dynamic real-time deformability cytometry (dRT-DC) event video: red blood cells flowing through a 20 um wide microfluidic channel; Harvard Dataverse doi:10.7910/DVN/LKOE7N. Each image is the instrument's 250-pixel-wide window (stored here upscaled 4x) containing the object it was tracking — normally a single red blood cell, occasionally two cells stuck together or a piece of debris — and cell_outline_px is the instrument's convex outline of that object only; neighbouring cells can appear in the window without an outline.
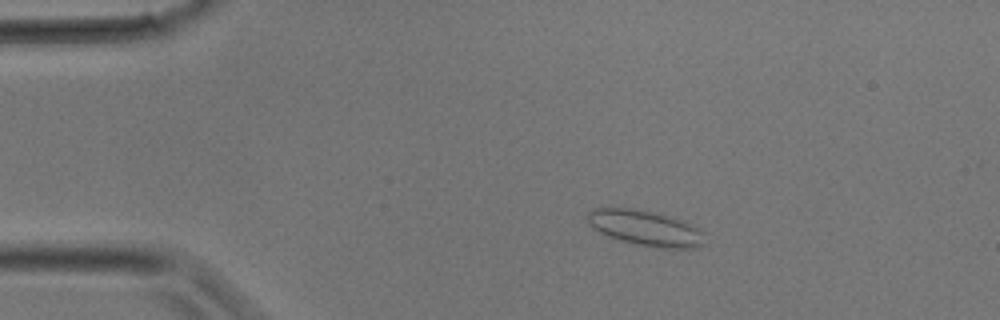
{"species": "common noctule bat (a hibernating species)", "species_latin": "Nyctalus noctula", "temperature_condition": "room temperature", "stored_images_in_passage": 28, "camera_frame_rate_fps": 3000, "um_per_image_px": 0.085, "animal": {"sex": "male", "body_mass_g": 17.9}, "frame": {"image": 1, "passage_image": 3, "time_ms": 0.667, "image_size_px": [1000, 320], "cell_outline_px": [[704, 244], [696, 248], [656, 248], [616, 240], [592, 228], [588, 224], [588, 212], [592, 208], [632, 208], [656, 212], [684, 220], [700, 228], [704, 232]], "centroid_in_image_um": [54.88, 19.39], "position_along_channel_um": 30.1, "area_um2": 24.68}}
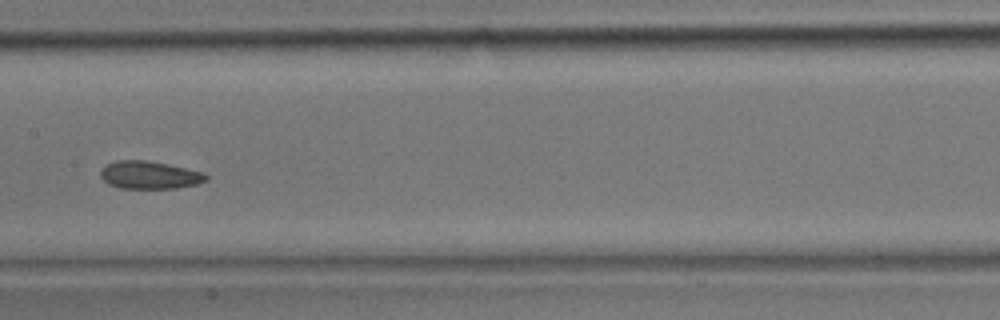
{"frame": {"image": 2, "passage_image": 13, "time_ms": 4.0, "image_size_px": [1000, 320], "cell_outline_px": [[208, 180], [196, 184], [176, 188], [120, 188], [108, 184], [100, 176], [100, 168], [116, 160], [148, 160], [168, 164], [204, 172], [208, 176]], "centroid_in_image_um": [12.7, 14.87], "position_along_channel_um": 194.7, "area_um2": 17.17}}
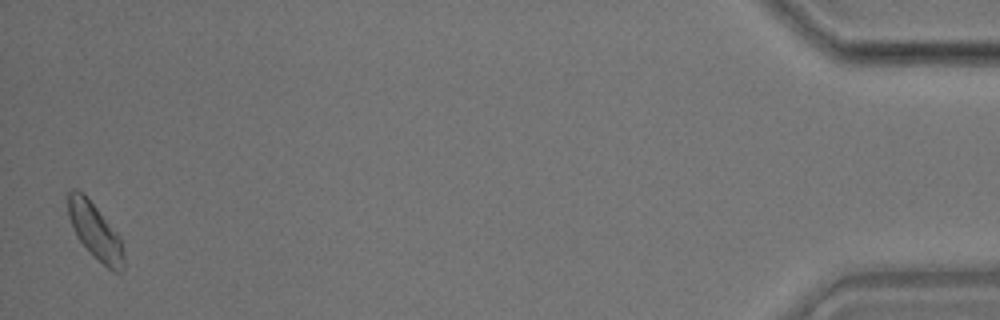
{"frame": {"image": 3, "passage_image": 28, "time_ms": 9.0, "image_size_px": [1000, 320], "cell_outline_px": [[124, 268], [120, 272], [116, 272], [108, 268], [76, 236], [68, 216], [68, 192], [72, 188], [76, 188], [96, 208], [120, 236], [124, 248]], "centroid_in_image_um": [8.11, 19.66], "position_along_channel_um": 427.1, "area_um2": 17.57}}